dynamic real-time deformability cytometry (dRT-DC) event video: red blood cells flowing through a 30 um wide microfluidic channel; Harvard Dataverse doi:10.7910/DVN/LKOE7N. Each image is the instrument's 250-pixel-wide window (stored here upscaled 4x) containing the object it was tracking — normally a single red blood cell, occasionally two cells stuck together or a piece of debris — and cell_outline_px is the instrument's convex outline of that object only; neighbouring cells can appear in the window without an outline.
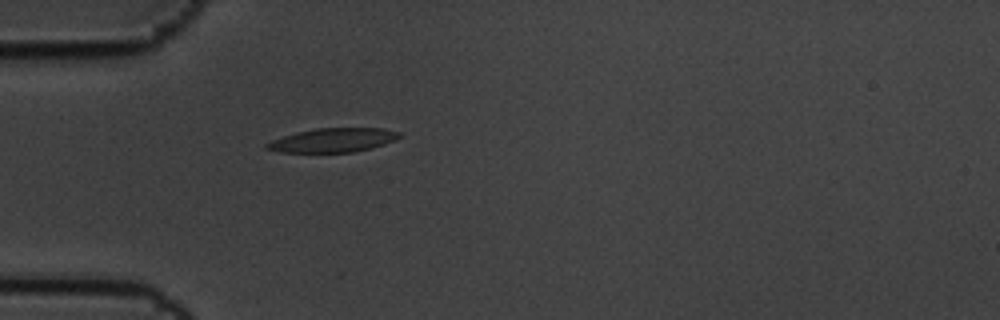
{"species": "common noctule bat (a hibernating species)", "species_latin": "Nyctalus noctula", "temperature_condition": "cold", "stored_images_in_passage": 3, "camera_frame_rate_fps": 3000, "um_per_image_px": 0.085, "animal": {"sex": "male", "body_mass_g": 19.5, "forearm_length_mm": 54.6}, "frame": {"image": 1, "passage_image": 3, "time_ms": 0.667, "image_size_px": [1000, 320], "cell_outline_px": [[400, 136], [384, 144], [372, 148], [352, 152], [280, 152], [264, 148], [264, 144], [272, 140], [284, 136], [316, 128], [384, 128], [400, 132]], "centroid_in_image_um": [28.29, 11.91], "position_along_channel_um": 56.7, "area_um2": 18.32}}